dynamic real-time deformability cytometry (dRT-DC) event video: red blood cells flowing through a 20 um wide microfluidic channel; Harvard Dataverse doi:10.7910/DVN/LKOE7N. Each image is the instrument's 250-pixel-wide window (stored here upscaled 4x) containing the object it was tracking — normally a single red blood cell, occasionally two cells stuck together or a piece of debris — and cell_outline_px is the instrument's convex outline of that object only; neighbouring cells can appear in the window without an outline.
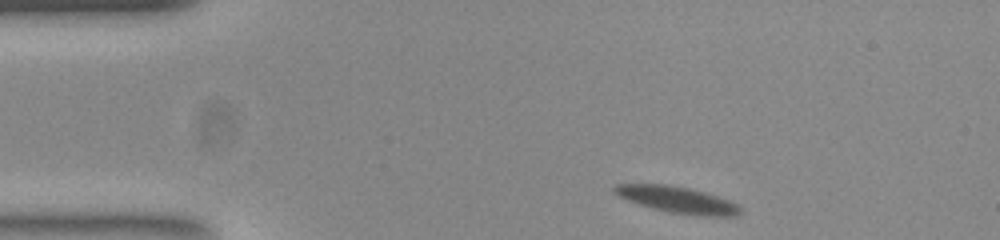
{"species": "common noctule bat (a hibernating species)", "species_latin": "Nyctalus noctula", "temperature_condition": "room temperature", "stored_images_in_passage": 48, "camera_frame_rate_fps": 3000, "um_per_image_px": 0.085, "animal": {"sex": "female", "body_mass_g": 23.0, "forearm_length_mm": 53.4}, "frame": {"image": 1, "passage_image": 1, "time_ms": 0.0, "image_size_px": [1000, 240], "cell_outline_px": [[740, 212], [732, 216], [716, 216], [672, 212], [640, 204], [620, 196], [612, 188], [616, 184], [664, 184], [688, 188], [704, 192], [728, 200], [736, 204], [740, 208]], "centroid_in_image_um": [57.57, 16.95], "position_along_channel_um": 27.4, "area_um2": 18.44}}
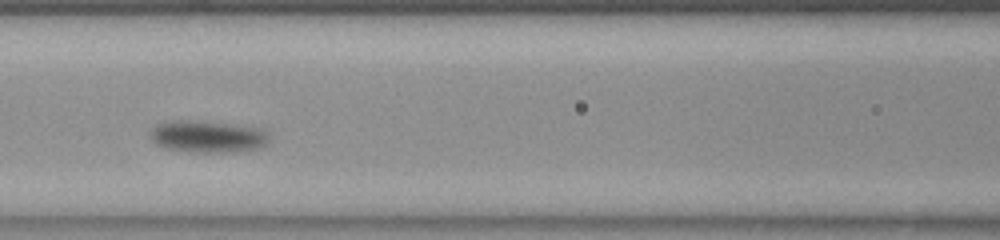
{"frame": {"image": 2, "passage_image": 16, "time_ms": 5.0, "image_size_px": [1000, 240], "cell_outline_px": [[268, 140], [264, 144], [256, 148], [236, 152], [196, 152], [168, 148], [156, 144], [152, 140], [152, 128], [156, 124], [172, 120], [184, 120], [224, 124], [260, 128], [268, 132]], "centroid_in_image_um": [17.64, 11.61], "position_along_channel_um": 149.0, "area_um2": 21.56}}
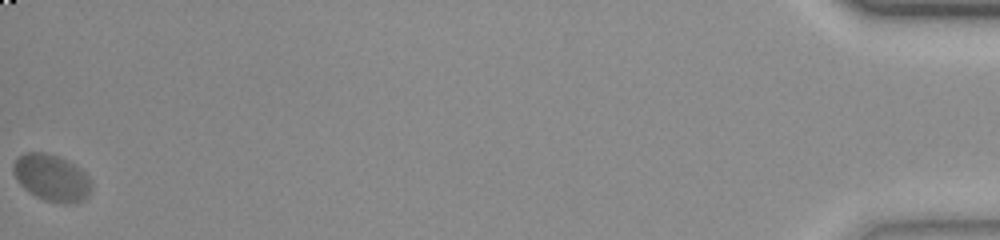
{"frame": {"image": 3, "passage_image": 48, "time_ms": 15.667, "image_size_px": [1000, 240], "cell_outline_px": [[92, 188], [88, 196], [84, 200], [68, 204], [64, 204], [44, 200], [28, 192], [20, 184], [12, 172], [12, 164], [24, 152], [44, 152], [56, 156], [80, 168], [88, 176], [92, 184]], "centroid_in_image_um": [4.38, 15.13], "position_along_channel_um": 430.8, "area_um2": 21.27}, "authors_computed_cell_mechanics": {"area_um2": 19.9699, "velocity_mm_per_s": 3.6403, "shape_relaxation_time_tau1_ms": 2.461, "shape_relaxation_time_tau2_ms": null, "deformation_change_tau1": 0.138, "deformation_change_tau2": null}}